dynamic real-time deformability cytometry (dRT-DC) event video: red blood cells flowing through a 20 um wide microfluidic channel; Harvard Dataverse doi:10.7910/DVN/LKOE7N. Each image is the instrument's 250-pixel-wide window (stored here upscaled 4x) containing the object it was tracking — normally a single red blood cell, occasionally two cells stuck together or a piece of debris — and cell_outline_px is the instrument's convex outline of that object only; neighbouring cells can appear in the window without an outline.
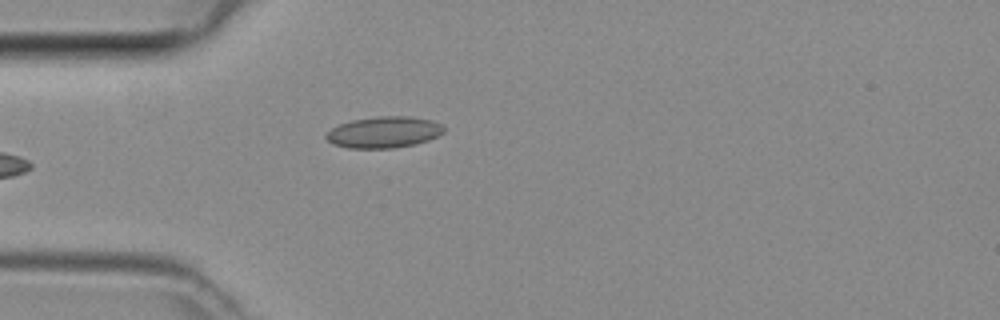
{"species": "common noctule bat (a hibernating species)", "species_latin": "Nyctalus noctula", "temperature_condition": "room temperature", "stored_images_in_passage": 32, "camera_frame_rate_fps": 3000, "um_per_image_px": 0.085, "animal": {"sex": "female", "body_mass_g": 29.2, "forearm_length_mm": 56.3}, "frame": {"image": 1, "passage_image": 2, "time_ms": 0.333, "image_size_px": [1000, 320], "cell_outline_px": [[444, 132], [428, 140], [416, 144], [392, 148], [348, 148], [332, 144], [324, 136], [332, 128], [340, 124], [352, 120], [376, 116], [408, 116], [432, 120], [440, 124], [444, 128]], "centroid_in_image_um": [32.62, 11.24], "position_along_channel_um": 52.4, "area_um2": 21.44}}
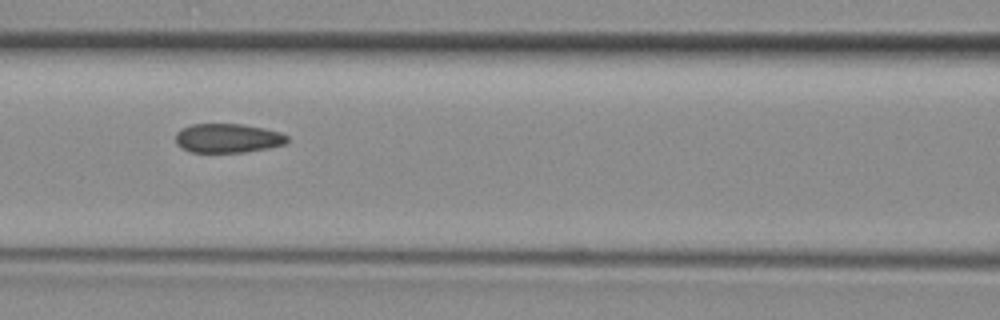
{"frame": {"image": 2, "passage_image": 9, "time_ms": 2.667, "image_size_px": [1000, 320], "cell_outline_px": [[288, 140], [284, 144], [268, 148], [244, 152], [192, 152], [176, 144], [176, 132], [180, 128], [192, 124], [244, 124], [264, 128], [280, 132], [288, 136]], "centroid_in_image_um": [19.36, 11.73], "position_along_channel_um": 147.2, "area_um2": 18.96}}
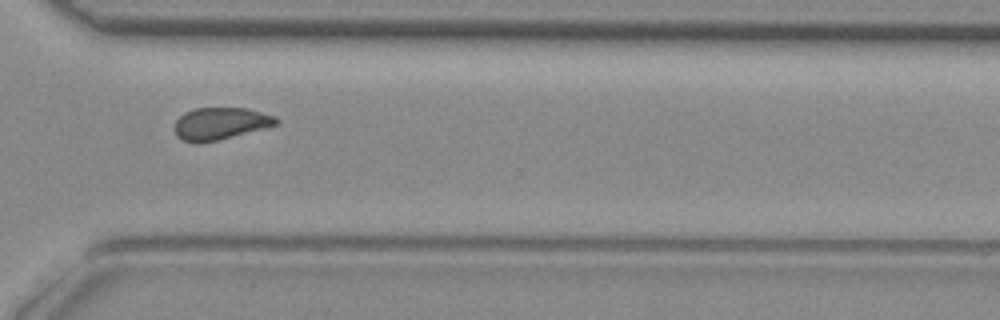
{"frame": {"image": 3, "passage_image": 23, "time_ms": 7.333, "image_size_px": [1000, 320], "cell_outline_px": [[280, 120], [276, 124], [264, 128], [220, 140], [196, 144], [184, 140], [176, 136], [172, 128], [176, 120], [184, 112], [196, 108], [248, 108], [276, 116]], "centroid_in_image_um": [18.69, 10.51], "position_along_channel_um": 351.9, "area_um2": 19.31}}